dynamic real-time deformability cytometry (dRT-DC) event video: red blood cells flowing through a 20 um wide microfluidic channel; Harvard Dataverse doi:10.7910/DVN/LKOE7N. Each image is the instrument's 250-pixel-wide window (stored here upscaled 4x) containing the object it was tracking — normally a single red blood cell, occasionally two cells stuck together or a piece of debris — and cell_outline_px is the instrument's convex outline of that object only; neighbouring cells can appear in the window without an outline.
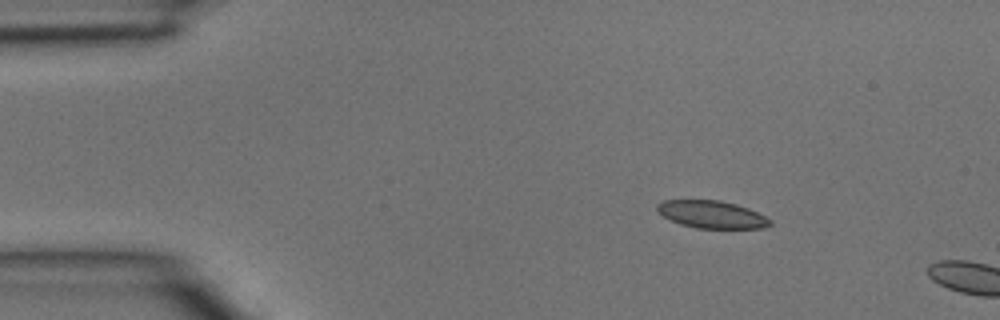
{"species": "common noctule bat (a hibernating species)", "species_latin": "Nyctalus noctula", "temperature_condition": "room temperature", "stored_images_in_passage": 2, "camera_frame_rate_fps": 3000, "um_per_image_px": 0.085, "animal": {"sex": "male", "body_mass_g": 15.6}, "frame": {"image": 1, "passage_image": 1, "time_ms": 0.0, "image_size_px": [1000, 320], "cell_outline_px": [[772, 224], [764, 228], [696, 228], [680, 224], [664, 216], [656, 208], [656, 204], [664, 200], [720, 200], [736, 204], [748, 208], [772, 220]], "centroid_in_image_um": [60.51, 18.22], "position_along_channel_um": 24.5, "area_um2": 17.98}}